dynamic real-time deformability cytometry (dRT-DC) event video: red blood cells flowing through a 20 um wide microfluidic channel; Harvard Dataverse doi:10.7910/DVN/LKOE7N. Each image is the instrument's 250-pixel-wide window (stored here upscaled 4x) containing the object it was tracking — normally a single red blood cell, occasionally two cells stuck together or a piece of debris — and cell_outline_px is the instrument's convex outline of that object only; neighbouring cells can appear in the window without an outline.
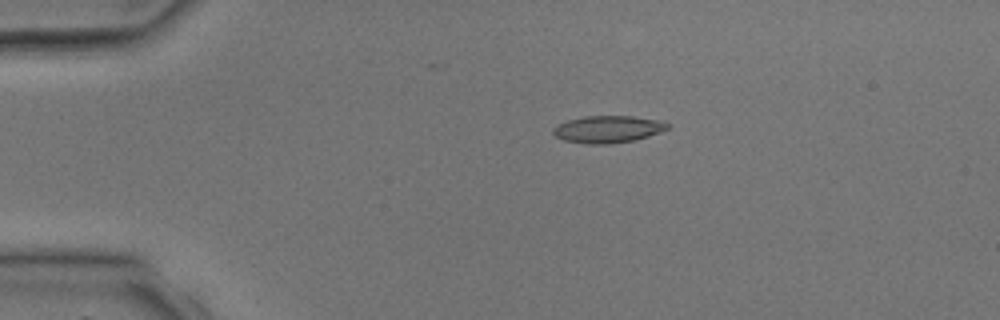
{"species": "common noctule bat (a hibernating species)", "species_latin": "Nyctalus noctula", "temperature_condition": "room temperature", "stored_images_in_passage": 2, "camera_frame_rate_fps": 3000, "um_per_image_px": 0.085, "animal": {"sex": "male", "body_mass_g": 17.9, "forearm_length_mm": 54.2}, "frame": {"image": 1, "passage_image": 1, "time_ms": 0.0, "image_size_px": [1000, 320], "cell_outline_px": [[668, 128], [648, 136], [632, 140], [608, 144], [588, 144], [564, 140], [556, 136], [552, 132], [552, 128], [556, 124], [568, 120], [584, 116], [632, 116], [656, 120], [668, 124]], "centroid_in_image_um": [51.59, 10.98], "position_along_channel_um": 33.4, "area_um2": 17.8}}